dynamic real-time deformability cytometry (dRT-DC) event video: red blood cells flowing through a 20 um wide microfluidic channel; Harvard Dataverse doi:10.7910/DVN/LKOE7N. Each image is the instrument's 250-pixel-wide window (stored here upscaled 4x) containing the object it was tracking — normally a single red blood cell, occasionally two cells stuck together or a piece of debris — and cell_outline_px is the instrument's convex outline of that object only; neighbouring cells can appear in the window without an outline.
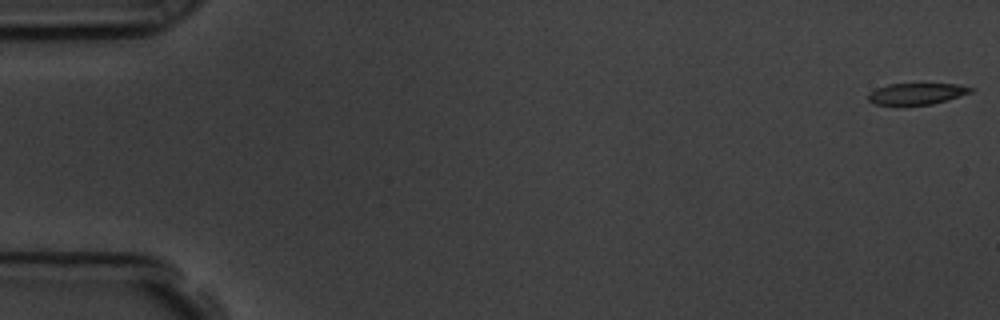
{"species": "common noctule bat (a hibernating species)", "species_latin": "Nyctalus noctula", "temperature_condition": "room temperature", "stored_images_in_passage": 57, "camera_frame_rate_fps": 3000, "um_per_image_px": 0.085, "animal": {"sex": "male", "body_mass_g": 19.5, "forearm_length_mm": 54.6}, "frame": {"image": 1, "passage_image": 1, "time_ms": 0.0, "image_size_px": [1000, 320], "cell_outline_px": [[976, 88], [972, 92], [948, 100], [932, 104], [900, 108], [896, 108], [872, 104], [868, 100], [868, 92], [876, 88], [888, 84], [960, 84]], "centroid_in_image_um": [77.85, 8.02], "position_along_channel_um": 7.2, "area_um2": 13.7}}
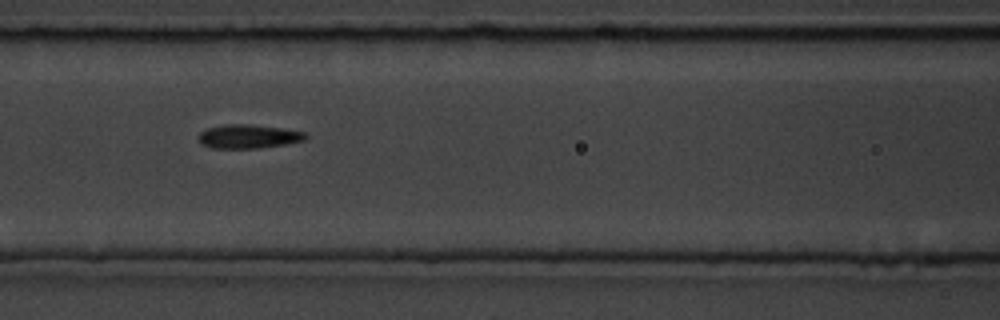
{"frame": {"image": 2, "passage_image": 25, "time_ms": 8.0, "image_size_px": [1000, 320], "cell_outline_px": [[308, 136], [304, 140], [284, 144], [260, 148], [212, 148], [200, 144], [196, 136], [200, 132], [208, 128], [224, 124], [252, 124], [284, 128], [304, 132]], "centroid_in_image_um": [21.07, 11.59], "position_along_channel_um": 145.5, "area_um2": 15.03}}
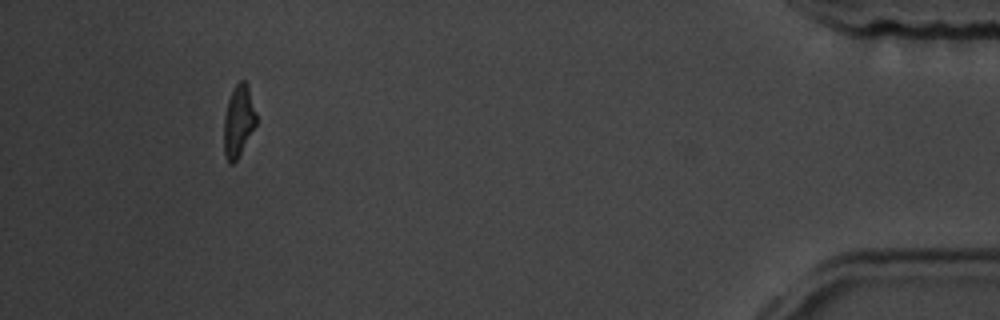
{"frame": {"image": 3, "passage_image": 53, "time_ms": 17.333, "image_size_px": [1000, 320], "cell_outline_px": [[256, 124], [236, 160], [232, 164], [228, 164], [224, 156], [224, 116], [228, 100], [236, 84], [240, 80], [244, 80], [248, 84], [256, 112]], "centroid_in_image_um": [20.26, 10.28], "position_along_channel_um": 414.9, "area_um2": 13.41}, "authors_computed_cell_mechanics": {"area_um2": 14.2188, "velocity_mm_per_s": 3.6063, "shape_relaxation_time_tau1_ms": 3.3634, "shape_relaxation_time_tau2_ms": 5.9544, "deformation_change_tau1": 0.1542, "deformation_change_tau2": 0.1091}}